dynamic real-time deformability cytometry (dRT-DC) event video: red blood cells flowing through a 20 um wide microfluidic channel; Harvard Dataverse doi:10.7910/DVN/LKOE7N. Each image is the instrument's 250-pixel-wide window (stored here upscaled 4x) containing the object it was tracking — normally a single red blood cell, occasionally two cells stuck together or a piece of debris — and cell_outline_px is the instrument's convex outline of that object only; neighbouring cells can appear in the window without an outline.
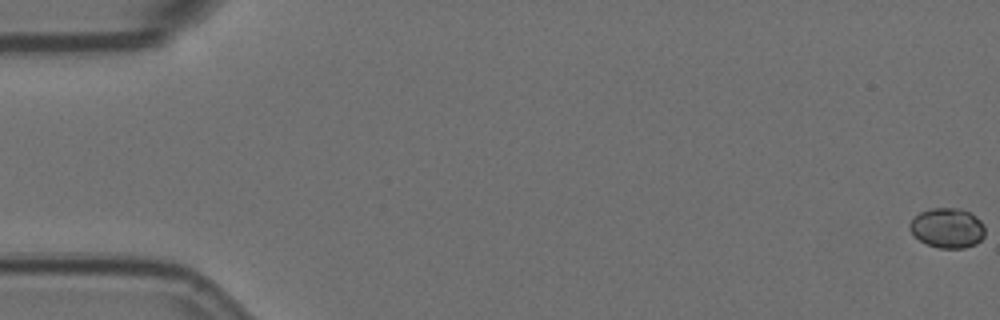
{"species": "Egyptian fruit bat (a non-hibernating species)", "species_latin": "Rousettus aegyptiacus", "temperature_condition": "room temperature", "stored_images_in_passage": 6, "camera_frame_rate_fps": 3000, "um_per_image_px": 0.085, "animal": {"sex": "female"}, "frame": {"image": 1, "passage_image": 1, "time_ms": 0.0, "image_size_px": [1000, 320], "cell_outline_px": [[984, 236], [976, 244], [964, 248], [940, 248], [928, 244], [920, 240], [908, 228], [908, 224], [920, 212], [932, 208], [960, 208], [976, 216], [984, 224]], "centroid_in_image_um": [80.54, 19.37], "position_along_channel_um": 4.5, "area_um2": 17.4}}
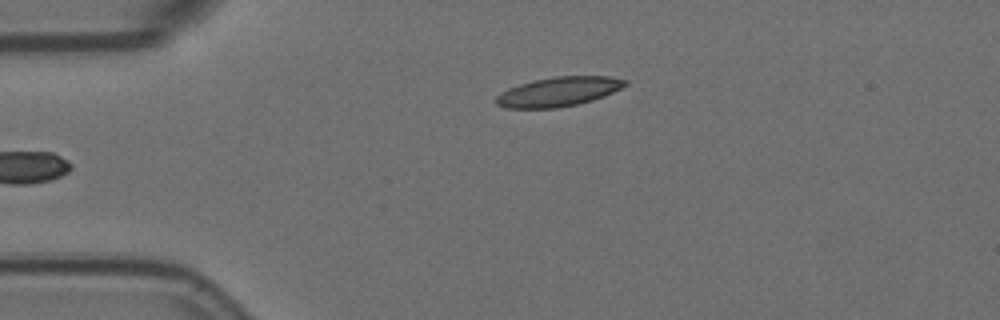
{"frame": {"image": 2, "passage_image": 6, "time_ms": 1.667, "image_size_px": [1000, 320], "cell_outline_px": [[628, 84], [604, 96], [592, 100], [576, 104], [556, 108], [504, 108], [496, 104], [496, 96], [500, 92], [508, 88], [520, 84], [536, 80], [556, 76], [608, 76], [628, 80]], "centroid_in_image_um": [47.46, 7.79], "position_along_channel_um": 37.5, "area_um2": 21.96}}